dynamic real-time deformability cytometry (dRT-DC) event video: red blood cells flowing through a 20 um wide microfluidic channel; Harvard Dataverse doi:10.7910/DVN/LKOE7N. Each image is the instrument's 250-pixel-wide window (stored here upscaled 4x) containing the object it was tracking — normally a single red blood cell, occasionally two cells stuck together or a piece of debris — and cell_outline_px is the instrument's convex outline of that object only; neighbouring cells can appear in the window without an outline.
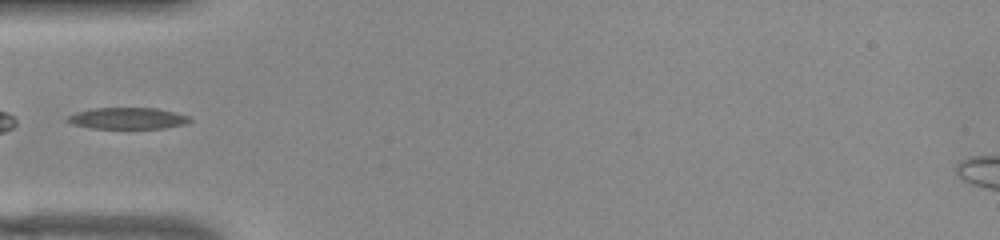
{"species": "common noctule bat (a hibernating species)", "species_latin": "Nyctalus noctula", "temperature_condition": "warm", "stored_images_in_passage": 37, "camera_frame_rate_fps": 3000, "um_per_image_px": 0.085, "animal": {"sex": "female", "body_mass_g": 22.0, "forearm_length_mm": 56.7}, "frame": {"image": 1, "passage_image": 1, "time_ms": 0.0, "image_size_px": [1000, 240], "cell_outline_px": [[192, 120], [184, 124], [164, 128], [92, 128], [72, 124], [64, 120], [68, 116], [76, 112], [92, 108], [156, 108], [176, 112], [188, 116]], "centroid_in_image_um": [10.82, 10.05], "position_along_channel_um": 74.2, "area_um2": 15.26}}
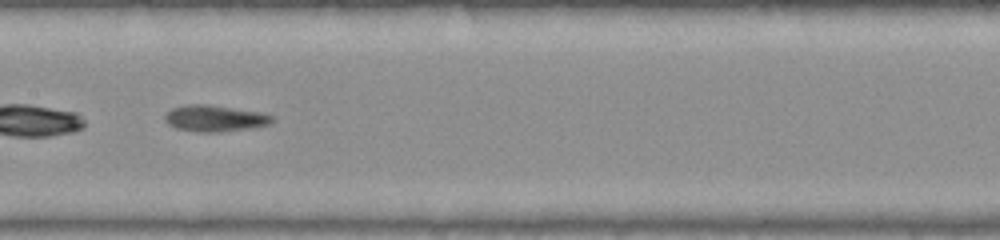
{"frame": {"image": 2, "passage_image": 10, "time_ms": 3.0, "image_size_px": [1000, 240], "cell_outline_px": [[272, 120], [268, 124], [248, 128], [220, 132], [200, 132], [176, 128], [168, 124], [164, 120], [164, 116], [172, 108], [188, 104], [208, 104], [260, 112], [272, 116]], "centroid_in_image_um": [18.2, 10.05], "position_along_channel_um": 189.2, "area_um2": 16.24}}
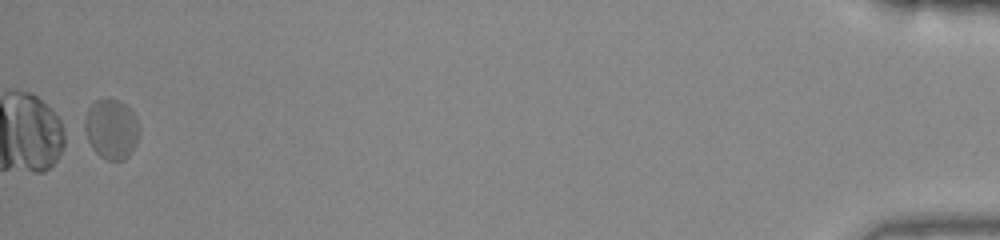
{"frame": {"image": 3, "passage_image": 36, "time_ms": 11.667, "image_size_px": [1000, 240], "cell_outline_px": [[140, 136], [132, 152], [124, 160], [108, 160], [100, 156], [92, 148], [80, 128], [88, 108], [96, 100], [104, 96], [108, 96], [124, 104], [136, 116], [140, 128]], "centroid_in_image_um": [9.43, 10.95], "position_along_channel_um": 425.8, "area_um2": 19.83}}